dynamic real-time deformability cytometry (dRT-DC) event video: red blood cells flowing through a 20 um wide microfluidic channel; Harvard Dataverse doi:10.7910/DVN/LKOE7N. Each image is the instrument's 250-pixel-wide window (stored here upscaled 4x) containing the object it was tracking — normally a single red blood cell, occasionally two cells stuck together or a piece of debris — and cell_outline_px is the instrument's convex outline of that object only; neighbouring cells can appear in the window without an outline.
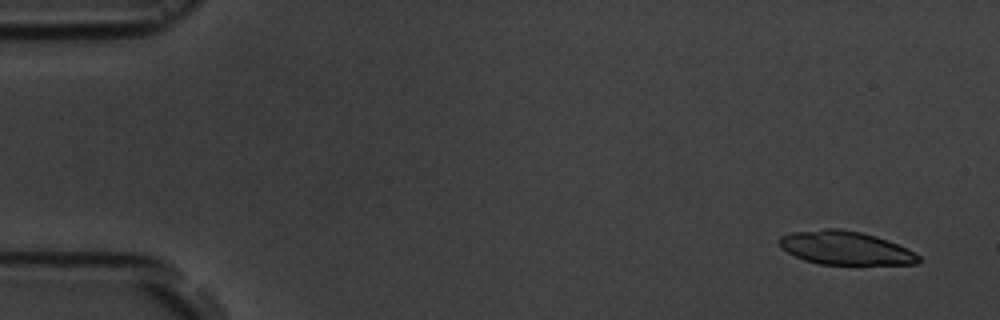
{"species": "common noctule bat (a hibernating species)", "species_latin": "Nyctalus noctula", "temperature_condition": "room temperature", "stored_images_in_passage": 6, "segment_of_instrument_passage": [2, 2], "camera_frame_rate_fps": 3000, "um_per_image_px": 0.085, "animal": {"sex": "male", "body_mass_g": 19.5, "forearm_length_mm": 54.6}, "frame": {"image": 1, "passage_image": 6, "time_ms": 5.667, "image_size_px": [1000, 320], "cell_outline_px": [[920, 260], [916, 264], [820, 264], [804, 260], [788, 252], [776, 240], [780, 236], [792, 232], [824, 228], [840, 228], [860, 232], [876, 236], [888, 240], [920, 256]], "centroid_in_image_um": [71.82, 21.06], "position_along_channel_um": 13.2, "area_um2": 26.93}}